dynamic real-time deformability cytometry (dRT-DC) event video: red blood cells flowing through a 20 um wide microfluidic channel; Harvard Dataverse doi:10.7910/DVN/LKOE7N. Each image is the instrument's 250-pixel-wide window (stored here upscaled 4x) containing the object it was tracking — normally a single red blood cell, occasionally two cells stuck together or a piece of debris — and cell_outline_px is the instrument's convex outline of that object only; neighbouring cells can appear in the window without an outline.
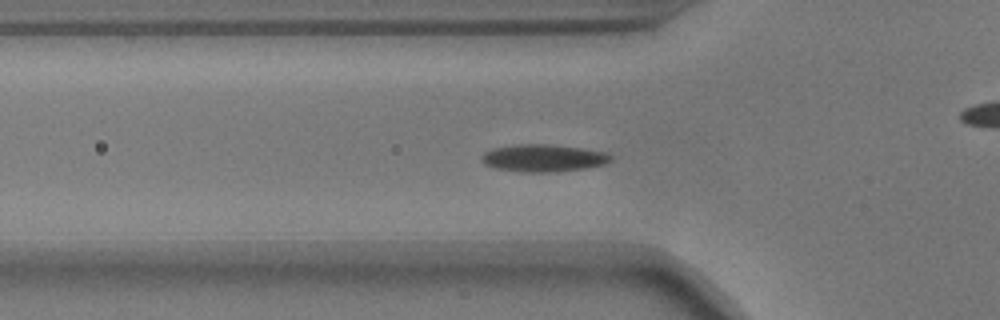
{"species": "common noctule bat (a hibernating species)", "species_latin": "Nyctalus noctula", "temperature_condition": "warm", "stored_images_in_passage": 46, "camera_frame_rate_fps": 3000, "um_per_image_px": 0.085, "animal": {"sex": "male", "body_mass_g": 17.9}, "frame": {"image": 1, "passage_image": 8, "time_ms": 2.333, "image_size_px": [1000, 320], "cell_outline_px": [[612, 160], [604, 164], [584, 168], [552, 172], [524, 172], [492, 168], [484, 164], [480, 160], [480, 156], [484, 152], [492, 148], [516, 144], [548, 144], [580, 148], [608, 152], [612, 156]], "centroid_in_image_um": [46.14, 13.43], "position_along_channel_um": 79.7, "area_um2": 20.75}}
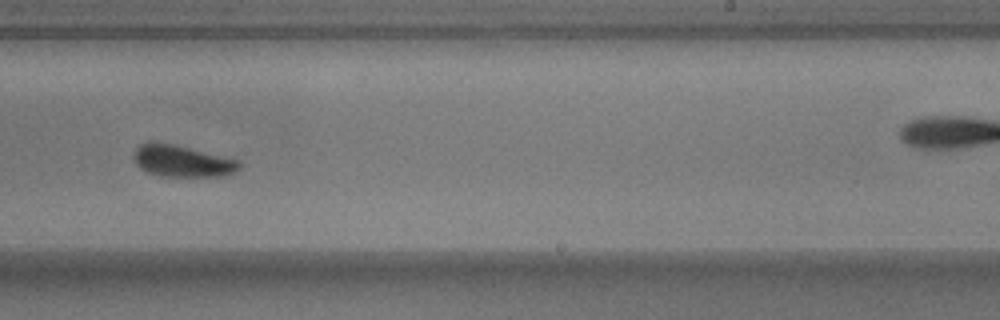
{"frame": {"image": 2, "passage_image": 24, "time_ms": 7.667, "image_size_px": [1000, 320], "cell_outline_px": [[240, 168], [236, 172], [224, 176], [160, 176], [148, 172], [140, 168], [136, 164], [132, 156], [132, 152], [140, 144], [148, 140], [152, 140], [172, 144], [240, 160]], "centroid_in_image_um": [15.44, 13.67], "position_along_channel_um": 273.6, "area_um2": 19.71}}
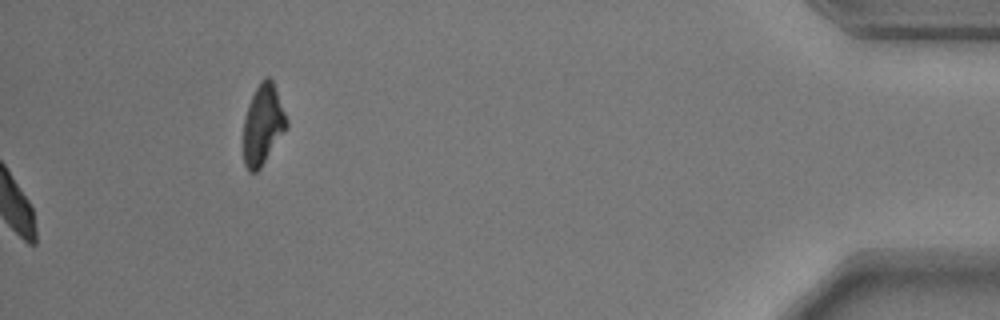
{"frame": {"image": 3, "passage_image": 46, "time_ms": 15.0, "image_size_px": [1000, 320], "cell_outline_px": [[288, 124], [260, 168], [256, 172], [248, 172], [244, 164], [240, 144], [244, 120], [248, 104], [260, 80], [268, 76], [272, 80], [288, 120]], "centroid_in_image_um": [22.28, 10.63], "position_along_channel_um": 412.9, "area_um2": 20.35}, "authors_computed_cell_mechanics": {"area_um2": 19.3052, "velocity_mm_per_s": 3.6287, "shape_relaxation_time_tau1_ms": 2.0294, "shape_relaxation_time_tau2_ms": 1.9358, "deformation_change_tau1": 0.0986, "deformation_change_tau2": 0.0647}}